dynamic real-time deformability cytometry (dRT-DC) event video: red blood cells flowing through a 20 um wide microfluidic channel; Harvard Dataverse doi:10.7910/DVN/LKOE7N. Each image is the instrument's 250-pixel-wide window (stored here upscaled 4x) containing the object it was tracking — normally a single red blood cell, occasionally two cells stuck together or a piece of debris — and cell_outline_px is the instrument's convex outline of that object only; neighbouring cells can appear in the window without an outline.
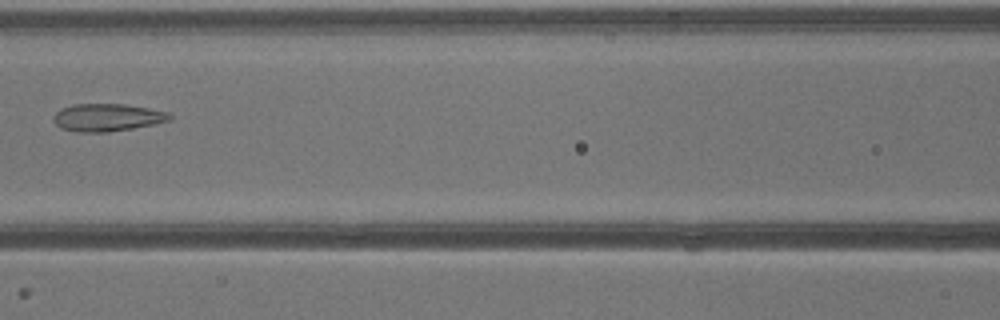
{"species": "common noctule bat (a hibernating species)", "species_latin": "Nyctalus noctula", "temperature_condition": "warm", "stored_images_in_passage": 40, "camera_frame_rate_fps": 3000, "um_per_image_px": 0.085, "animal": {"sex": "male", "body_mass_g": 13.3}, "frame": {"image": 1, "passage_image": 19, "time_ms": 6.0, "image_size_px": [1000, 320], "cell_outline_px": [[172, 120], [132, 128], [108, 132], [76, 132], [60, 128], [52, 120], [52, 116], [60, 108], [72, 104], [124, 104], [148, 108], [168, 112], [172, 116]], "centroid_in_image_um": [9.07, 9.98], "position_along_channel_um": 157.5, "area_um2": 18.79}}
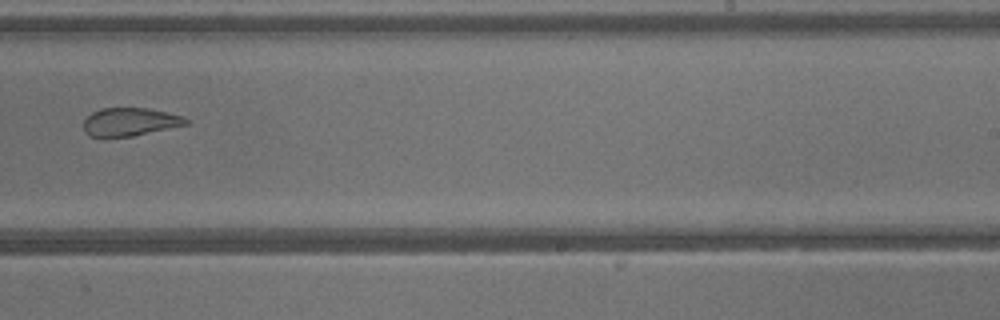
{"frame": {"image": 2, "passage_image": 26, "time_ms": 8.333, "image_size_px": [1000, 320], "cell_outline_px": [[192, 124], [132, 136], [88, 136], [84, 132], [84, 120], [92, 112], [100, 108], [148, 108], [184, 116], [192, 120]], "centroid_in_image_um": [11.12, 10.35], "position_along_channel_um": 277.9, "area_um2": 16.99}}
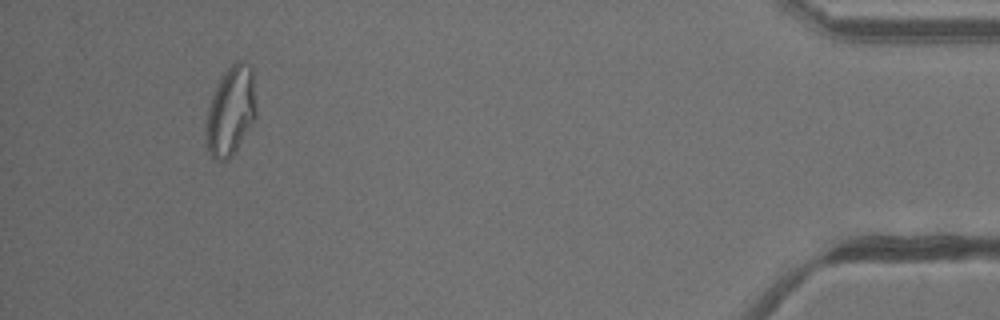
{"frame": {"image": 3, "passage_image": 38, "time_ms": 12.333, "image_size_px": [1000, 320], "cell_outline_px": [[256, 116], [232, 156], [228, 160], [216, 160], [212, 156], [208, 148], [204, 132], [208, 108], [212, 96], [224, 72], [236, 60], [240, 60], [248, 64], [252, 68], [256, 112]], "centroid_in_image_um": [19.6, 9.44], "position_along_channel_um": 415.6, "area_um2": 25.78}}